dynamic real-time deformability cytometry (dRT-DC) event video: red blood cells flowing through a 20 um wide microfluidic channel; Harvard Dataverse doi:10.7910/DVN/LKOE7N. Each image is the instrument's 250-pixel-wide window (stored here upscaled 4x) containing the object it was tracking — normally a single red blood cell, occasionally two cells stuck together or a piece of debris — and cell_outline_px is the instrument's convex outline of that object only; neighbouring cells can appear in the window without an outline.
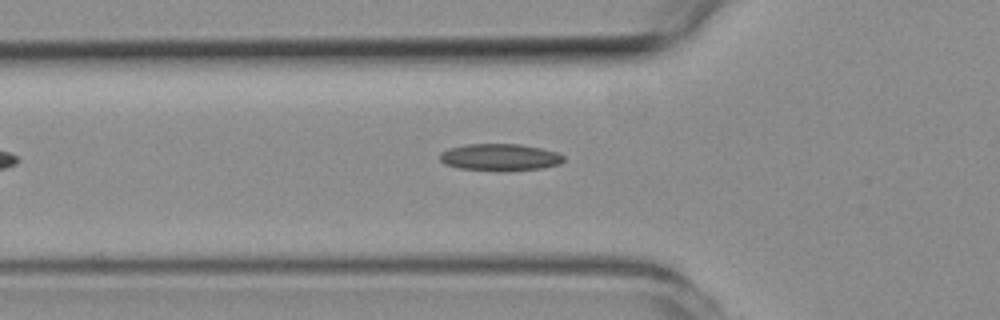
{"species": "common noctule bat (a hibernating species)", "species_latin": "Nyctalus noctula", "temperature_condition": "room temperature", "stored_images_in_passage": 40, "camera_frame_rate_fps": 3000, "um_per_image_px": 0.085, "animal": {"sex": "female", "body_mass_g": 19.3, "forearm_length_mm": 54.1}, "frame": {"image": 1, "passage_image": 10, "time_ms": 3.0, "image_size_px": [1000, 320], "cell_outline_px": [[564, 160], [560, 164], [544, 168], [508, 172], [500, 172], [460, 168], [444, 164], [440, 160], [440, 152], [448, 148], [464, 144], [520, 144], [540, 148], [556, 152], [564, 156]], "centroid_in_image_um": [42.49, 13.38], "position_along_channel_um": 83.3, "area_um2": 19.88}}
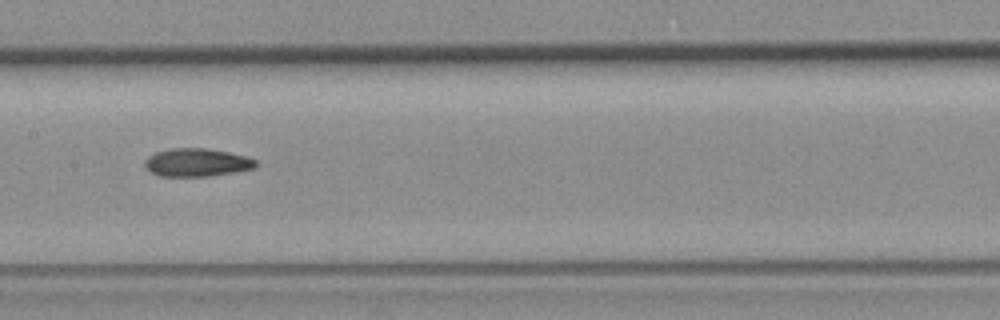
{"frame": {"image": 2, "passage_image": 18, "time_ms": 5.667, "image_size_px": [1000, 320], "cell_outline_px": [[260, 164], [256, 168], [208, 176], [160, 176], [152, 172], [144, 164], [144, 160], [148, 156], [156, 152], [172, 148], [208, 148], [248, 156], [256, 160]], "centroid_in_image_um": [16.78, 13.8], "position_along_channel_um": 190.6, "area_um2": 18.21}}
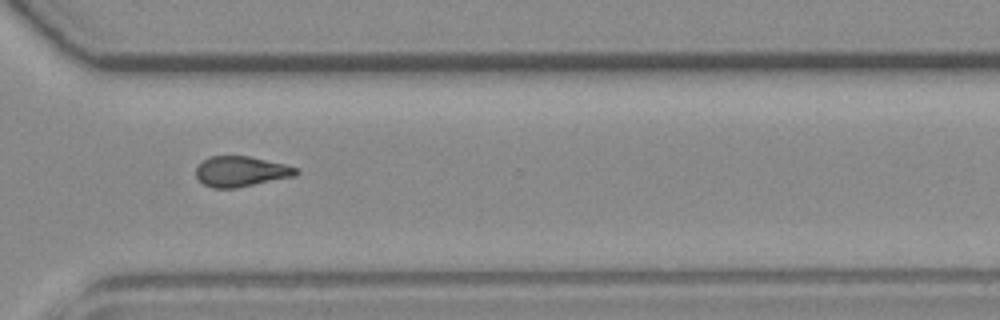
{"frame": {"image": 3, "passage_image": 30, "time_ms": 9.667, "image_size_px": [1000, 320], "cell_outline_px": [[300, 172], [296, 176], [236, 188], [212, 188], [204, 184], [196, 176], [196, 168], [208, 156], [248, 156], [284, 164], [296, 168]], "centroid_in_image_um": [20.49, 14.58], "position_along_channel_um": 350.1, "area_um2": 17.63}}